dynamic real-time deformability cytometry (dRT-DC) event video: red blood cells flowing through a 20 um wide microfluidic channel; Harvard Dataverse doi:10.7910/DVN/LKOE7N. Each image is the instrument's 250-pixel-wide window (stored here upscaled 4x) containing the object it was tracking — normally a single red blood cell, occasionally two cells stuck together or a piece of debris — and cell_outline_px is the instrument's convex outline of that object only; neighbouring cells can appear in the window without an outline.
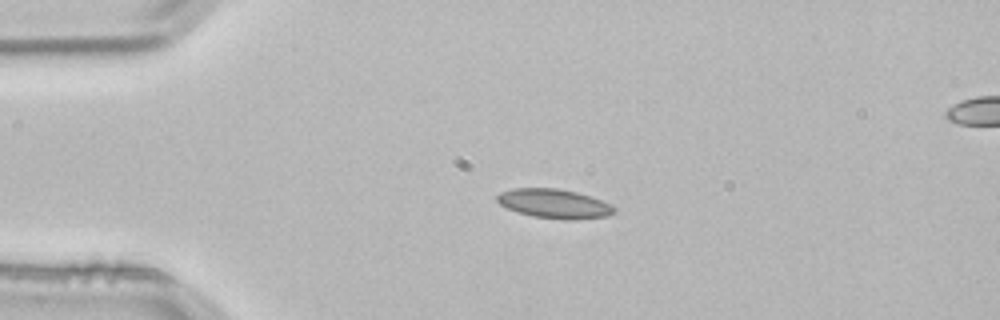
{"species": "common noctule bat (a hibernating species)", "species_latin": "Nyctalus noctula", "temperature_condition": "room temperature", "stored_images_in_passage": 3, "segment_of_instrument_passage": [1, 2], "camera_frame_rate_fps": 3000, "um_per_image_px": 0.085, "animal": {"sex": "male", "body_mass_g": 21.5, "forearm_length_mm": 52.0}, "frame": {"image": 1, "passage_image": 2, "time_ms": 0.333, "image_size_px": [1000, 320], "cell_outline_px": [[616, 212], [608, 216], [576, 220], [564, 220], [532, 216], [508, 208], [500, 204], [496, 200], [496, 196], [500, 192], [512, 188], [556, 188], [576, 192], [612, 204], [616, 208]], "centroid_in_image_um": [47.13, 17.32], "position_along_channel_um": 37.9, "area_um2": 20.0}}